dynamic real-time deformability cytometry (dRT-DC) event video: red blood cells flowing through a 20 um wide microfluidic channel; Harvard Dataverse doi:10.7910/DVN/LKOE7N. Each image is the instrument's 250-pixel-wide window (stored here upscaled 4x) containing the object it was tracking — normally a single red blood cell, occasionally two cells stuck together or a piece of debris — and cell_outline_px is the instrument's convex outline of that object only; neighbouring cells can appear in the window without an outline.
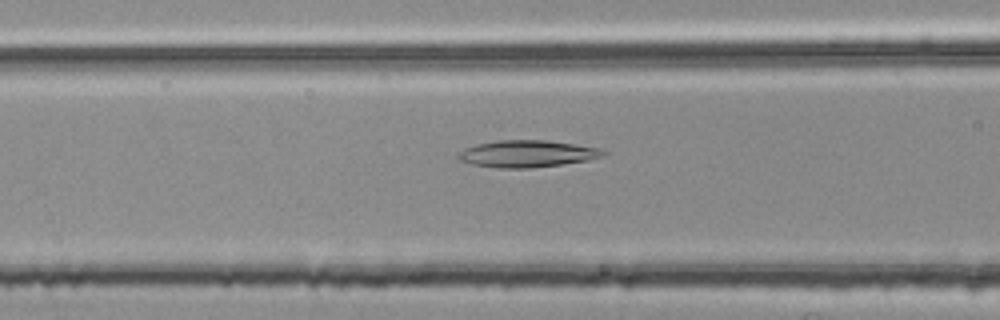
{"species": "common noctule bat (a hibernating species)", "species_latin": "Nyctalus noctula", "temperature_condition": "room temperature", "stored_images_in_passage": 42, "camera_frame_rate_fps": 3000, "um_per_image_px": 0.085, "animal": {"sex": "female", "body_mass_g": 25.1}, "frame": {"image": 1, "passage_image": 10, "time_ms": 3.0, "image_size_px": [1000, 320], "cell_outline_px": [[608, 152], [604, 156], [588, 160], [532, 168], [496, 168], [472, 164], [460, 160], [456, 156], [464, 148], [476, 144], [500, 140], [544, 140], [600, 148]], "centroid_in_image_um": [44.8, 13.07], "position_along_channel_um": 121.8, "area_um2": 22.66}}
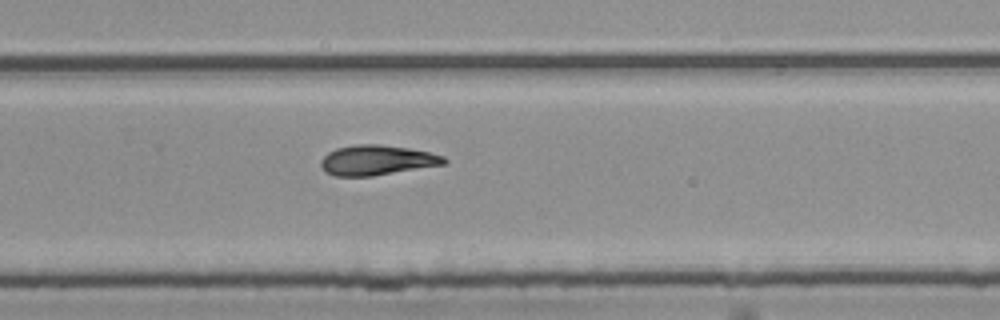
{"frame": {"image": 2, "passage_image": 24, "time_ms": 7.667, "image_size_px": [1000, 320], "cell_outline_px": [[448, 160], [444, 164], [372, 176], [332, 176], [324, 172], [320, 164], [320, 160], [328, 152], [336, 148], [356, 144], [380, 144], [408, 148], [428, 152], [444, 156]], "centroid_in_image_um": [31.98, 13.61], "position_along_channel_um": 297.8, "area_um2": 21.56}}
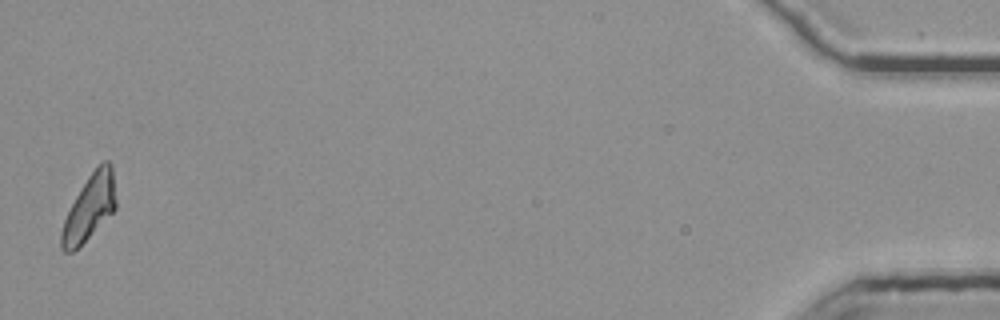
{"frame": {"image": 3, "passage_image": 42, "time_ms": 13.667, "image_size_px": [1000, 320], "cell_outline_px": [[116, 208], [72, 252], [64, 252], [60, 248], [60, 232], [64, 220], [80, 188], [88, 176], [104, 160], [108, 160], [112, 164], [116, 200]], "centroid_in_image_um": [7.59, 17.62], "position_along_channel_um": 427.6, "area_um2": 20.29}, "authors_computed_cell_mechanics": {"area_um2": 21.3282, "velocity_mm_per_s": 3.7794, "shape_relaxation_time_tau1_ms": 8.4835, "shape_relaxation_time_tau2_ms": 10.7237, "deformation_change_tau1": 0.2258, "deformation_change_tau2": 0.217}}